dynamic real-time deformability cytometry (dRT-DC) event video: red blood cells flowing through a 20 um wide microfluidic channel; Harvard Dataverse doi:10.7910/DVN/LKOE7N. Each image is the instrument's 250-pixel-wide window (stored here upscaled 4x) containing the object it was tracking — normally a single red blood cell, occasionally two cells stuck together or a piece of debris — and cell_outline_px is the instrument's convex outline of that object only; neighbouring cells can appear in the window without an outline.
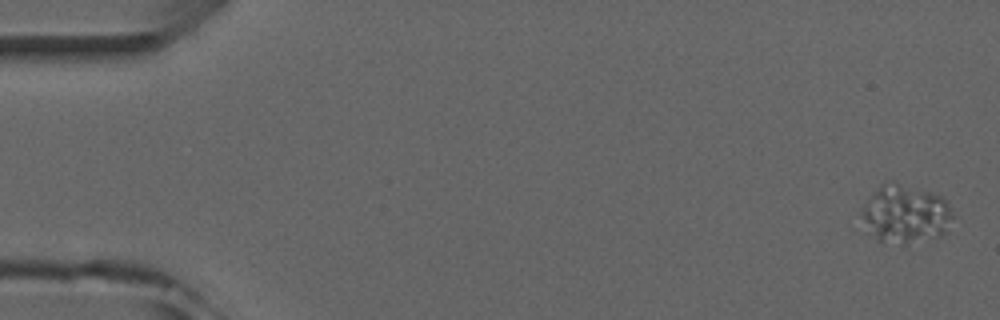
{"species": "common noctule bat (a hibernating species)", "species_latin": "Nyctalus noctula", "temperature_condition": "room temperature", "stored_images_in_passage": 5, "camera_frame_rate_fps": 3000, "um_per_image_px": 0.085, "animal": {"sex": "male", "forearm_length_mm": 52.5}, "frame": {"image": 1, "passage_image": 1, "time_ms": 0.0, "image_size_px": [1000, 320], "cell_outline_px": [[956, 216], [944, 232], [940, 236], [908, 244], [880, 244], [860, 216], [860, 212], [864, 204], [880, 184], [892, 180], [940, 196], [948, 200]], "centroid_in_image_um": [76.99, 18.2], "position_along_channel_um": 8.0, "area_um2": 31.39}}
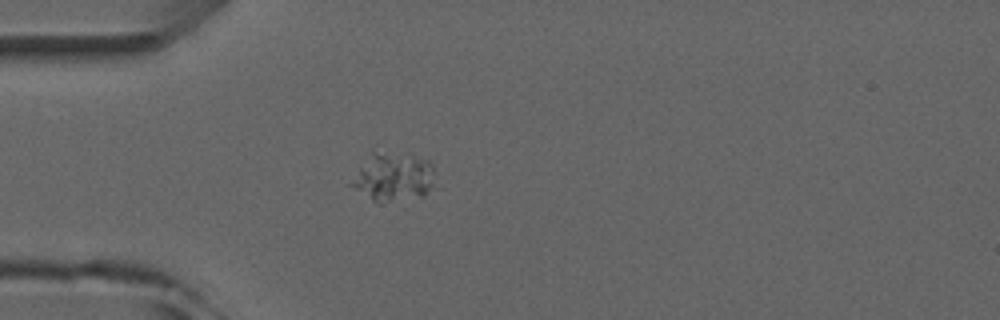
{"frame": {"image": 2, "passage_image": 5, "time_ms": 4.333, "image_size_px": [1000, 320], "cell_outline_px": [[432, 184], [420, 196], [388, 200], [372, 200], [348, 184], [372, 148], [376, 148], [428, 160], [432, 164]], "centroid_in_image_um": [33.33, 14.95], "position_along_channel_um": 51.7, "area_um2": 23.06}}